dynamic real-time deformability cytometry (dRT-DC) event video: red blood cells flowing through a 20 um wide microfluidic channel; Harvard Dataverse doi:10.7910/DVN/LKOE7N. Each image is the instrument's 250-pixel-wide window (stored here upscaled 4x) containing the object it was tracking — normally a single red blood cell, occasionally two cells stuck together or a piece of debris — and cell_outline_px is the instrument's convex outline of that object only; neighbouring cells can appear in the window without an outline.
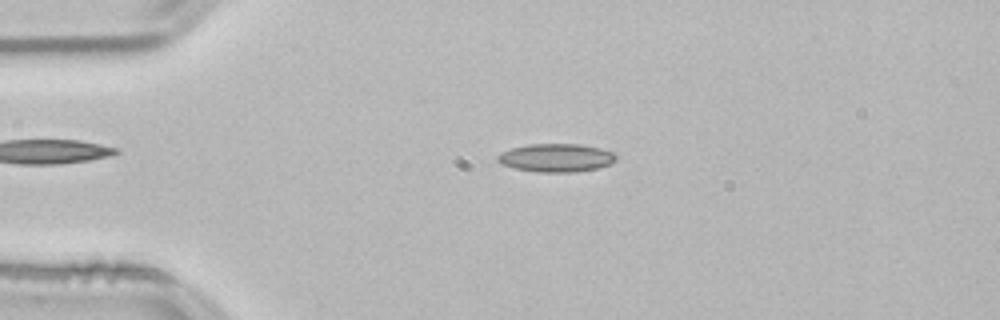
{"species": "common noctule bat (a hibernating species)", "species_latin": "Nyctalus noctula", "temperature_condition": "room temperature", "stored_images_in_passage": 45, "camera_frame_rate_fps": 3000, "um_per_image_px": 0.085, "animal": {"sex": "male", "body_mass_g": 21.5, "forearm_length_mm": 52.0}, "frame": {"image": 1, "passage_image": 4, "time_ms": 1.0, "image_size_px": [1000, 320], "cell_outline_px": [[616, 160], [608, 164], [596, 168], [576, 172], [540, 172], [516, 168], [500, 164], [496, 160], [496, 156], [500, 152], [512, 148], [528, 144], [580, 144], [600, 148], [612, 152], [616, 156]], "centroid_in_image_um": [47.23, 13.4], "position_along_channel_um": 37.8, "area_um2": 19.42}}
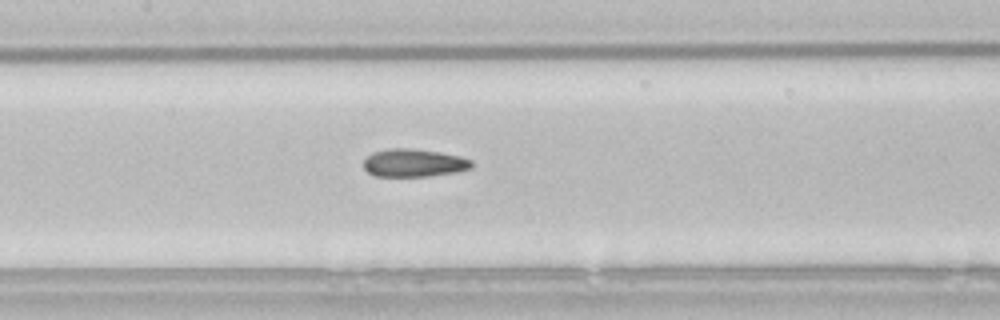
{"frame": {"image": 2, "passage_image": 17, "time_ms": 5.333, "image_size_px": [1000, 320], "cell_outline_px": [[472, 168], [456, 172], [428, 176], [376, 176], [368, 172], [364, 168], [364, 160], [372, 152], [388, 148], [412, 148], [440, 152], [460, 156], [472, 160]], "centroid_in_image_um": [35.18, 13.84], "position_along_channel_um": 172.2, "area_um2": 17.63}}
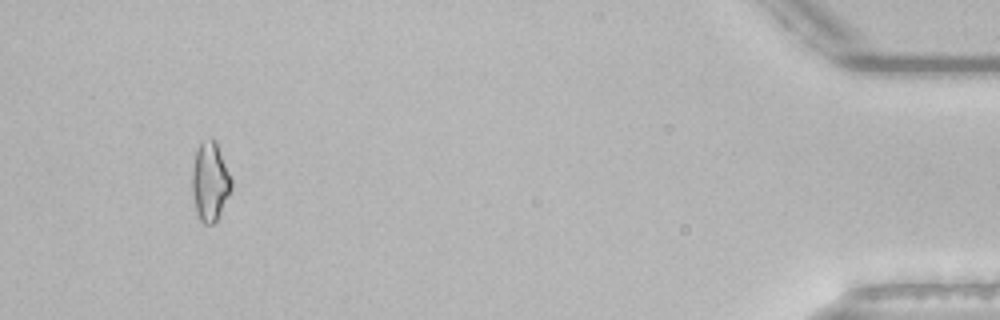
{"frame": {"image": 3, "passage_image": 42, "time_ms": 13.667, "image_size_px": [1000, 320], "cell_outline_px": [[232, 188], [216, 220], [212, 224], [204, 224], [200, 220], [196, 212], [192, 192], [192, 172], [196, 152], [200, 144], [204, 140], [212, 136], [216, 140], [232, 180]], "centroid_in_image_um": [17.85, 15.41], "position_along_channel_um": 417.4, "area_um2": 17.92}, "authors_computed_cell_mechanics": {"area_um2": 17.5712, "velocity_mm_per_s": 3.8284, "shape_relaxation_time_tau1_ms": null, "shape_relaxation_time_tau2_ms": 1.7906, "deformation_change_tau1": null, "deformation_change_tau2": 0.0785}}